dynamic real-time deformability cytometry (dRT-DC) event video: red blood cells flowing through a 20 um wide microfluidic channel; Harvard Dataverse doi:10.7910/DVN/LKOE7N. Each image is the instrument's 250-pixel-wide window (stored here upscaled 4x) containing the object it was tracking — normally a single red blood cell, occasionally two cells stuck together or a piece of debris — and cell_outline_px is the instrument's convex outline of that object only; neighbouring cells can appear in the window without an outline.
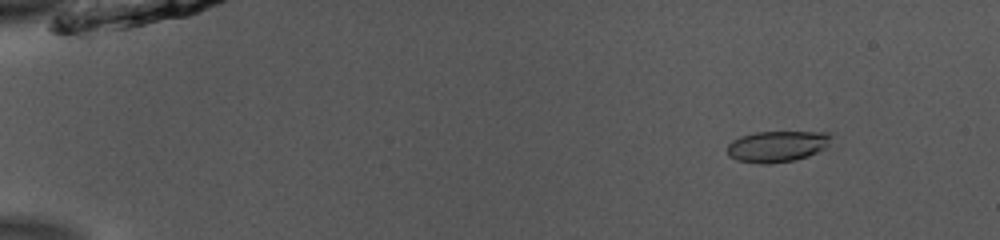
{"species": "common noctule bat (a hibernating species)", "species_latin": "Nyctalus noctula", "temperature_condition": "room temperature", "stored_images_in_passage": 47, "camera_frame_rate_fps": 3000, "um_per_image_px": 0.085, "animal": {"sex": "male", "body_mass_g": 13.0, "forearm_length_mm": 53.1}, "frame": {"image": 1, "passage_image": 1, "time_ms": 0.0, "image_size_px": [1000, 240], "cell_outline_px": [[832, 136], [828, 148], [808, 156], [792, 160], [768, 164], [736, 160], [728, 156], [728, 144], [732, 140], [740, 136], [756, 132], [828, 132]], "centroid_in_image_um": [66.08, 12.43], "position_along_channel_um": 18.9, "area_um2": 18.9}}
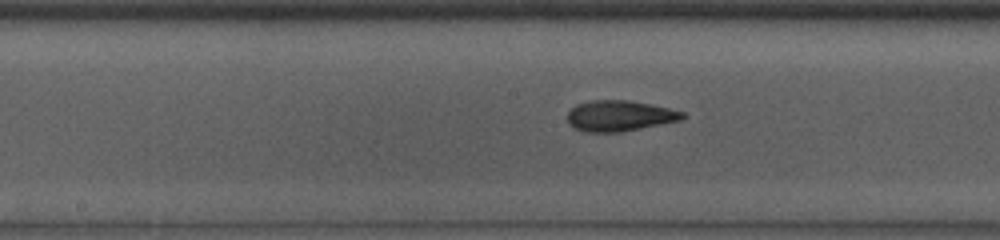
{"frame": {"image": 2, "passage_image": 23, "time_ms": 7.333, "image_size_px": [1000, 240], "cell_outline_px": [[684, 116], [680, 120], [620, 132], [588, 132], [576, 128], [568, 124], [568, 112], [576, 104], [592, 100], [628, 100], [668, 108], [684, 112]], "centroid_in_image_um": [52.62, 9.84], "position_along_channel_um": 195.6, "area_um2": 20.29}}
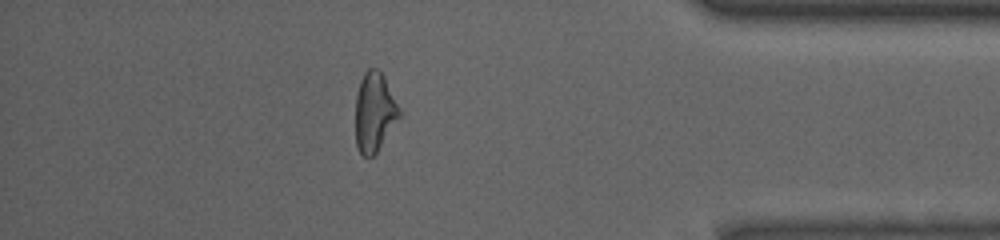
{"frame": {"image": 3, "passage_image": 41, "time_ms": 13.333, "image_size_px": [1000, 240], "cell_outline_px": [[400, 116], [376, 152], [372, 156], [364, 156], [360, 152], [356, 144], [356, 96], [360, 80], [364, 72], [368, 68], [376, 68], [384, 76], [400, 108]], "centroid_in_image_um": [31.82, 9.49], "position_along_channel_um": 403.4, "area_um2": 19.94}, "authors_computed_cell_mechanics": {"area_um2": 20.1144, "velocity_mm_per_s": 3.9163, "shape_relaxation_time_tau1_ms": 3.3592, "shape_relaxation_time_tau2_ms": 2.0251, "deformation_change_tau1": 0.125, "deformation_change_tau2": 0.096}}